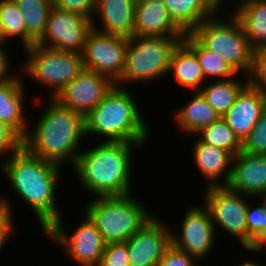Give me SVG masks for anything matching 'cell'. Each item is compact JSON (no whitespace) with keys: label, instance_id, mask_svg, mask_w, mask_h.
Here are the masks:
<instances>
[{"label":"cell","instance_id":"obj_3","mask_svg":"<svg viewBox=\"0 0 266 266\" xmlns=\"http://www.w3.org/2000/svg\"><path fill=\"white\" fill-rule=\"evenodd\" d=\"M144 146L129 142H106L79 153L74 167L84 190L96 197L132 194V150ZM131 170V171H130Z\"/></svg>","mask_w":266,"mask_h":266},{"label":"cell","instance_id":"obj_13","mask_svg":"<svg viewBox=\"0 0 266 266\" xmlns=\"http://www.w3.org/2000/svg\"><path fill=\"white\" fill-rule=\"evenodd\" d=\"M180 230L179 235L171 230V244L176 249L186 252L198 261L211 253L216 232L210 211L205 205L189 208L183 215Z\"/></svg>","mask_w":266,"mask_h":266},{"label":"cell","instance_id":"obj_7","mask_svg":"<svg viewBox=\"0 0 266 266\" xmlns=\"http://www.w3.org/2000/svg\"><path fill=\"white\" fill-rule=\"evenodd\" d=\"M213 16L204 20L190 34L207 50L222 57L238 74L251 72L254 50L239 20L232 14L220 21ZM247 74V75H246Z\"/></svg>","mask_w":266,"mask_h":266},{"label":"cell","instance_id":"obj_14","mask_svg":"<svg viewBox=\"0 0 266 266\" xmlns=\"http://www.w3.org/2000/svg\"><path fill=\"white\" fill-rule=\"evenodd\" d=\"M115 84L104 75L83 69L53 99L66 108L86 116L103 100Z\"/></svg>","mask_w":266,"mask_h":266},{"label":"cell","instance_id":"obj_16","mask_svg":"<svg viewBox=\"0 0 266 266\" xmlns=\"http://www.w3.org/2000/svg\"><path fill=\"white\" fill-rule=\"evenodd\" d=\"M266 110V94L247 84L222 117L242 143Z\"/></svg>","mask_w":266,"mask_h":266},{"label":"cell","instance_id":"obj_8","mask_svg":"<svg viewBox=\"0 0 266 266\" xmlns=\"http://www.w3.org/2000/svg\"><path fill=\"white\" fill-rule=\"evenodd\" d=\"M24 51L27 58L20 68L22 74L51 89L50 98H54L84 69L81 53L61 51L36 43Z\"/></svg>","mask_w":266,"mask_h":266},{"label":"cell","instance_id":"obj_39","mask_svg":"<svg viewBox=\"0 0 266 266\" xmlns=\"http://www.w3.org/2000/svg\"><path fill=\"white\" fill-rule=\"evenodd\" d=\"M5 46H0V84L2 83H6L10 80H13L15 78L16 75L12 74H8L10 72V59H9V54H7V52L5 51V49L3 48Z\"/></svg>","mask_w":266,"mask_h":266},{"label":"cell","instance_id":"obj_40","mask_svg":"<svg viewBox=\"0 0 266 266\" xmlns=\"http://www.w3.org/2000/svg\"><path fill=\"white\" fill-rule=\"evenodd\" d=\"M8 42L6 40V36L2 27V23L0 22V46H5L4 44Z\"/></svg>","mask_w":266,"mask_h":266},{"label":"cell","instance_id":"obj_45","mask_svg":"<svg viewBox=\"0 0 266 266\" xmlns=\"http://www.w3.org/2000/svg\"><path fill=\"white\" fill-rule=\"evenodd\" d=\"M265 247H266V242L260 247L259 250H262L263 248L265 249Z\"/></svg>","mask_w":266,"mask_h":266},{"label":"cell","instance_id":"obj_29","mask_svg":"<svg viewBox=\"0 0 266 266\" xmlns=\"http://www.w3.org/2000/svg\"><path fill=\"white\" fill-rule=\"evenodd\" d=\"M0 22L7 41L10 38H21L24 49L36 43L27 34L23 14L13 0H0Z\"/></svg>","mask_w":266,"mask_h":266},{"label":"cell","instance_id":"obj_44","mask_svg":"<svg viewBox=\"0 0 266 266\" xmlns=\"http://www.w3.org/2000/svg\"><path fill=\"white\" fill-rule=\"evenodd\" d=\"M219 6H220V8H221V5L220 4H222V1L223 0H214Z\"/></svg>","mask_w":266,"mask_h":266},{"label":"cell","instance_id":"obj_23","mask_svg":"<svg viewBox=\"0 0 266 266\" xmlns=\"http://www.w3.org/2000/svg\"><path fill=\"white\" fill-rule=\"evenodd\" d=\"M253 50L266 46V0H240L232 13Z\"/></svg>","mask_w":266,"mask_h":266},{"label":"cell","instance_id":"obj_37","mask_svg":"<svg viewBox=\"0 0 266 266\" xmlns=\"http://www.w3.org/2000/svg\"><path fill=\"white\" fill-rule=\"evenodd\" d=\"M197 259L176 249L172 244L166 249L157 266H197Z\"/></svg>","mask_w":266,"mask_h":266},{"label":"cell","instance_id":"obj_27","mask_svg":"<svg viewBox=\"0 0 266 266\" xmlns=\"http://www.w3.org/2000/svg\"><path fill=\"white\" fill-rule=\"evenodd\" d=\"M182 42L196 55L205 79H236L237 72L218 54L204 48L190 33H186Z\"/></svg>","mask_w":266,"mask_h":266},{"label":"cell","instance_id":"obj_21","mask_svg":"<svg viewBox=\"0 0 266 266\" xmlns=\"http://www.w3.org/2000/svg\"><path fill=\"white\" fill-rule=\"evenodd\" d=\"M21 80L17 75L13 80L0 84V122L7 124L23 139L30 124L23 114L26 90Z\"/></svg>","mask_w":266,"mask_h":266},{"label":"cell","instance_id":"obj_18","mask_svg":"<svg viewBox=\"0 0 266 266\" xmlns=\"http://www.w3.org/2000/svg\"><path fill=\"white\" fill-rule=\"evenodd\" d=\"M175 23L163 0H137L133 36H185Z\"/></svg>","mask_w":266,"mask_h":266},{"label":"cell","instance_id":"obj_15","mask_svg":"<svg viewBox=\"0 0 266 266\" xmlns=\"http://www.w3.org/2000/svg\"><path fill=\"white\" fill-rule=\"evenodd\" d=\"M153 217L126 241L130 266H157L171 245V228Z\"/></svg>","mask_w":266,"mask_h":266},{"label":"cell","instance_id":"obj_28","mask_svg":"<svg viewBox=\"0 0 266 266\" xmlns=\"http://www.w3.org/2000/svg\"><path fill=\"white\" fill-rule=\"evenodd\" d=\"M23 14L27 34L37 42L43 35L51 6L45 0H13Z\"/></svg>","mask_w":266,"mask_h":266},{"label":"cell","instance_id":"obj_24","mask_svg":"<svg viewBox=\"0 0 266 266\" xmlns=\"http://www.w3.org/2000/svg\"><path fill=\"white\" fill-rule=\"evenodd\" d=\"M193 94L186 105L176 110L174 119L180 130L194 135L221 117L199 91H194Z\"/></svg>","mask_w":266,"mask_h":266},{"label":"cell","instance_id":"obj_17","mask_svg":"<svg viewBox=\"0 0 266 266\" xmlns=\"http://www.w3.org/2000/svg\"><path fill=\"white\" fill-rule=\"evenodd\" d=\"M230 190L256 198L266 192V155L239 152L232 159Z\"/></svg>","mask_w":266,"mask_h":266},{"label":"cell","instance_id":"obj_9","mask_svg":"<svg viewBox=\"0 0 266 266\" xmlns=\"http://www.w3.org/2000/svg\"><path fill=\"white\" fill-rule=\"evenodd\" d=\"M84 217L71 234L67 235L61 217L44 235L61 249L63 248L67 256L79 266H98L106 244L96 225L86 215Z\"/></svg>","mask_w":266,"mask_h":266},{"label":"cell","instance_id":"obj_20","mask_svg":"<svg viewBox=\"0 0 266 266\" xmlns=\"http://www.w3.org/2000/svg\"><path fill=\"white\" fill-rule=\"evenodd\" d=\"M193 158L195 167L209 186H226L231 175L233 155L225 149L210 146L199 139L193 145ZM223 176V182L219 178ZM219 180V182H218Z\"/></svg>","mask_w":266,"mask_h":266},{"label":"cell","instance_id":"obj_42","mask_svg":"<svg viewBox=\"0 0 266 266\" xmlns=\"http://www.w3.org/2000/svg\"><path fill=\"white\" fill-rule=\"evenodd\" d=\"M51 7H55L58 3V0H45Z\"/></svg>","mask_w":266,"mask_h":266},{"label":"cell","instance_id":"obj_1","mask_svg":"<svg viewBox=\"0 0 266 266\" xmlns=\"http://www.w3.org/2000/svg\"><path fill=\"white\" fill-rule=\"evenodd\" d=\"M6 157L0 162V171L7 176L13 192L33 210L44 234L61 218L55 196L62 169L30 154L23 146Z\"/></svg>","mask_w":266,"mask_h":266},{"label":"cell","instance_id":"obj_26","mask_svg":"<svg viewBox=\"0 0 266 266\" xmlns=\"http://www.w3.org/2000/svg\"><path fill=\"white\" fill-rule=\"evenodd\" d=\"M246 81L240 82L234 78L225 80L212 81L208 86H201L199 92L206 99L211 108H213L220 117L229 110L234 104L237 95L248 84V77Z\"/></svg>","mask_w":266,"mask_h":266},{"label":"cell","instance_id":"obj_41","mask_svg":"<svg viewBox=\"0 0 266 266\" xmlns=\"http://www.w3.org/2000/svg\"><path fill=\"white\" fill-rule=\"evenodd\" d=\"M238 266H262V265L257 264L253 260L249 261L248 259L247 261L242 262V264H239Z\"/></svg>","mask_w":266,"mask_h":266},{"label":"cell","instance_id":"obj_12","mask_svg":"<svg viewBox=\"0 0 266 266\" xmlns=\"http://www.w3.org/2000/svg\"><path fill=\"white\" fill-rule=\"evenodd\" d=\"M92 20L81 14L51 7L40 46L66 52L82 53Z\"/></svg>","mask_w":266,"mask_h":266},{"label":"cell","instance_id":"obj_34","mask_svg":"<svg viewBox=\"0 0 266 266\" xmlns=\"http://www.w3.org/2000/svg\"><path fill=\"white\" fill-rule=\"evenodd\" d=\"M98 266H130L126 242L106 244Z\"/></svg>","mask_w":266,"mask_h":266},{"label":"cell","instance_id":"obj_5","mask_svg":"<svg viewBox=\"0 0 266 266\" xmlns=\"http://www.w3.org/2000/svg\"><path fill=\"white\" fill-rule=\"evenodd\" d=\"M137 200L133 193L96 197L87 202L84 215L96 225L105 244L126 242L155 216Z\"/></svg>","mask_w":266,"mask_h":266},{"label":"cell","instance_id":"obj_43","mask_svg":"<svg viewBox=\"0 0 266 266\" xmlns=\"http://www.w3.org/2000/svg\"><path fill=\"white\" fill-rule=\"evenodd\" d=\"M260 197L262 198V202L266 205V192L261 194Z\"/></svg>","mask_w":266,"mask_h":266},{"label":"cell","instance_id":"obj_11","mask_svg":"<svg viewBox=\"0 0 266 266\" xmlns=\"http://www.w3.org/2000/svg\"><path fill=\"white\" fill-rule=\"evenodd\" d=\"M128 40L92 28L81 53L83 68L104 75L116 84L125 67Z\"/></svg>","mask_w":266,"mask_h":266},{"label":"cell","instance_id":"obj_6","mask_svg":"<svg viewBox=\"0 0 266 266\" xmlns=\"http://www.w3.org/2000/svg\"><path fill=\"white\" fill-rule=\"evenodd\" d=\"M184 37L132 36L128 40L123 74L115 85L151 82L168 74L172 52Z\"/></svg>","mask_w":266,"mask_h":266},{"label":"cell","instance_id":"obj_35","mask_svg":"<svg viewBox=\"0 0 266 266\" xmlns=\"http://www.w3.org/2000/svg\"><path fill=\"white\" fill-rule=\"evenodd\" d=\"M21 147L22 138L7 124L0 122V157L8 154L10 156Z\"/></svg>","mask_w":266,"mask_h":266},{"label":"cell","instance_id":"obj_22","mask_svg":"<svg viewBox=\"0 0 266 266\" xmlns=\"http://www.w3.org/2000/svg\"><path fill=\"white\" fill-rule=\"evenodd\" d=\"M163 2L172 19L185 33H191L204 20L217 16L221 9L214 0H163Z\"/></svg>","mask_w":266,"mask_h":266},{"label":"cell","instance_id":"obj_33","mask_svg":"<svg viewBox=\"0 0 266 266\" xmlns=\"http://www.w3.org/2000/svg\"><path fill=\"white\" fill-rule=\"evenodd\" d=\"M248 83L266 94V46L254 50Z\"/></svg>","mask_w":266,"mask_h":266},{"label":"cell","instance_id":"obj_2","mask_svg":"<svg viewBox=\"0 0 266 266\" xmlns=\"http://www.w3.org/2000/svg\"><path fill=\"white\" fill-rule=\"evenodd\" d=\"M48 103L33 131L28 130L22 139V146L30 154L60 167L66 162L74 167L81 152L80 140L86 137L85 116L53 98Z\"/></svg>","mask_w":266,"mask_h":266},{"label":"cell","instance_id":"obj_10","mask_svg":"<svg viewBox=\"0 0 266 266\" xmlns=\"http://www.w3.org/2000/svg\"><path fill=\"white\" fill-rule=\"evenodd\" d=\"M204 191V205L211 214L212 222L216 228L222 227L225 232L239 239L247 250V202L246 197L230 190L227 186H209ZM218 227H217V226Z\"/></svg>","mask_w":266,"mask_h":266},{"label":"cell","instance_id":"obj_19","mask_svg":"<svg viewBox=\"0 0 266 266\" xmlns=\"http://www.w3.org/2000/svg\"><path fill=\"white\" fill-rule=\"evenodd\" d=\"M136 1L96 0L94 16L100 17L102 29L97 27L99 25H96L95 18L92 28L101 33L130 39L133 36Z\"/></svg>","mask_w":266,"mask_h":266},{"label":"cell","instance_id":"obj_32","mask_svg":"<svg viewBox=\"0 0 266 266\" xmlns=\"http://www.w3.org/2000/svg\"><path fill=\"white\" fill-rule=\"evenodd\" d=\"M241 152L251 155H266V110L241 143Z\"/></svg>","mask_w":266,"mask_h":266},{"label":"cell","instance_id":"obj_31","mask_svg":"<svg viewBox=\"0 0 266 266\" xmlns=\"http://www.w3.org/2000/svg\"><path fill=\"white\" fill-rule=\"evenodd\" d=\"M260 204L255 208L247 206V251L259 252L266 242V205L262 200Z\"/></svg>","mask_w":266,"mask_h":266},{"label":"cell","instance_id":"obj_38","mask_svg":"<svg viewBox=\"0 0 266 266\" xmlns=\"http://www.w3.org/2000/svg\"><path fill=\"white\" fill-rule=\"evenodd\" d=\"M95 1L96 0H58L55 7L61 10L81 14L93 21Z\"/></svg>","mask_w":266,"mask_h":266},{"label":"cell","instance_id":"obj_36","mask_svg":"<svg viewBox=\"0 0 266 266\" xmlns=\"http://www.w3.org/2000/svg\"><path fill=\"white\" fill-rule=\"evenodd\" d=\"M8 198H0V252L2 251L4 245L7 243L8 239L11 238L10 235L13 231V212L11 203L8 202Z\"/></svg>","mask_w":266,"mask_h":266},{"label":"cell","instance_id":"obj_25","mask_svg":"<svg viewBox=\"0 0 266 266\" xmlns=\"http://www.w3.org/2000/svg\"><path fill=\"white\" fill-rule=\"evenodd\" d=\"M169 73H174L177 83L190 90L199 91L205 76L196 55L181 41L173 50Z\"/></svg>","mask_w":266,"mask_h":266},{"label":"cell","instance_id":"obj_4","mask_svg":"<svg viewBox=\"0 0 266 266\" xmlns=\"http://www.w3.org/2000/svg\"><path fill=\"white\" fill-rule=\"evenodd\" d=\"M131 93L114 85L103 100L85 116V135L105 137L106 142L145 144L150 129ZM148 138V139H147Z\"/></svg>","mask_w":266,"mask_h":266},{"label":"cell","instance_id":"obj_30","mask_svg":"<svg viewBox=\"0 0 266 266\" xmlns=\"http://www.w3.org/2000/svg\"><path fill=\"white\" fill-rule=\"evenodd\" d=\"M196 135H200L198 139L201 142L225 149L233 156L241 152V142L222 117L202 128Z\"/></svg>","mask_w":266,"mask_h":266}]
</instances>
